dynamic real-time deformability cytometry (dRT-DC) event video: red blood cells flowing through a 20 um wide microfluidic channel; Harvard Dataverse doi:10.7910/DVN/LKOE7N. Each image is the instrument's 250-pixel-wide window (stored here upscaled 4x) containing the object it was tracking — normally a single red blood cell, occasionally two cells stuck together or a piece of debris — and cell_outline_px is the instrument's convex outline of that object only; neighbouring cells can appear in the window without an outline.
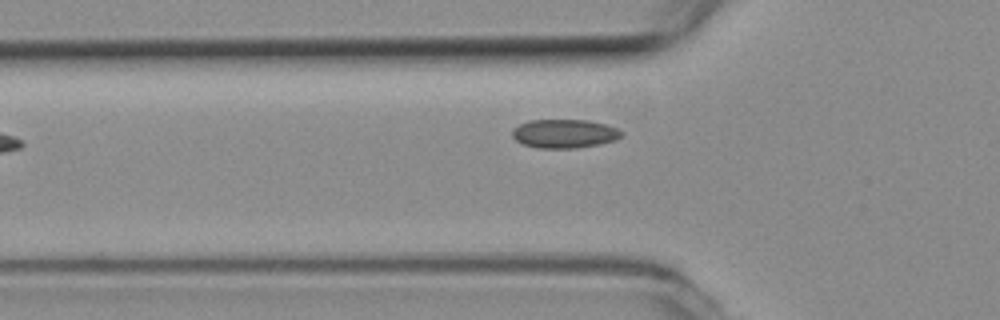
{"species": "common noctule bat (a hibernating species)", "species_latin": "Nyctalus noctula", "temperature_condition": "room temperature", "stored_images_in_passage": 6, "camera_frame_rate_fps": 3000, "um_per_image_px": 0.085, "animal": {"sex": "female", "body_mass_g": 19.3, "forearm_length_mm": 54.1}, "frame": {"image": 1, "passage_image": 6, "time_ms": 1.667, "image_size_px": [1000, 320], "cell_outline_px": [[624, 136], [616, 140], [600, 144], [576, 148], [540, 148], [524, 144], [516, 140], [512, 136], [512, 128], [528, 120], [588, 120], [608, 124], [624, 132]], "centroid_in_image_um": [48.02, 11.35], "position_along_channel_um": 77.8, "area_um2": 18.5}}